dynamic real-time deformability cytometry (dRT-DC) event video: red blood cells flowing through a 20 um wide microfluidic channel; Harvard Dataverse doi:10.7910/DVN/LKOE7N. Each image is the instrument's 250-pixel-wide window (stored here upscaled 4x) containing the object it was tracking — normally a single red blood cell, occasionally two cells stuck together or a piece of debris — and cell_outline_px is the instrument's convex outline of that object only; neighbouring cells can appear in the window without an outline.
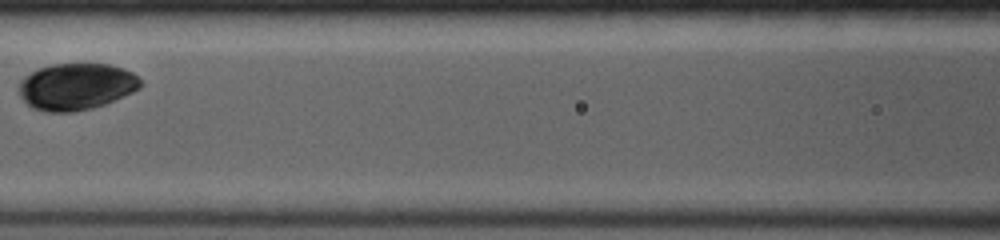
{"species": "common noctule bat (a hibernating species)", "species_latin": "Nyctalus noctula", "temperature_condition": "room temperature", "stored_images_in_passage": 17, "camera_frame_rate_fps": 4000, "um_per_image_px": 0.085, "animal": {"sex": "female", "body_mass_g": 19.0, "forearm_length_mm": 53.3}, "frame": {"image": 1, "passage_image": 5, "time_ms": 2.25, "image_size_px": [1000, 240], "cell_outline_px": [[144, 84], [140, 88], [132, 92], [104, 104], [92, 108], [76, 112], [44, 112], [32, 108], [20, 96], [20, 80], [24, 76], [36, 68], [52, 64], [108, 64], [124, 68], [132, 72]], "centroid_in_image_um": [6.47, 7.35], "position_along_channel_um": 160.1, "area_um2": 33.23}}
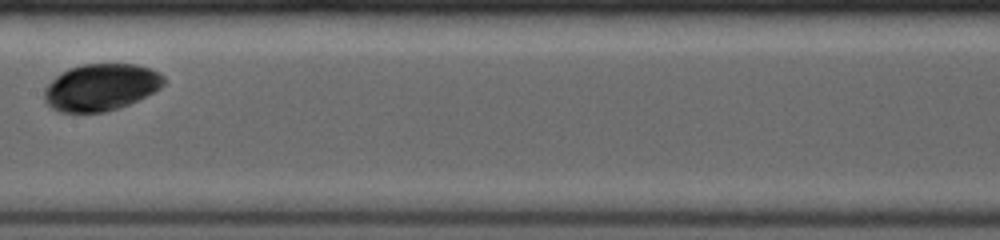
{"frame": {"image": 2, "passage_image": 7, "time_ms": 3.25, "image_size_px": [1000, 240], "cell_outline_px": [[164, 84], [160, 88], [128, 104], [104, 112], [60, 112], [52, 108], [44, 100], [44, 88], [60, 72], [68, 68], [80, 64], [136, 64], [160, 72], [164, 76]], "centroid_in_image_um": [8.55, 7.4], "position_along_channel_um": 198.9, "area_um2": 32.54}}